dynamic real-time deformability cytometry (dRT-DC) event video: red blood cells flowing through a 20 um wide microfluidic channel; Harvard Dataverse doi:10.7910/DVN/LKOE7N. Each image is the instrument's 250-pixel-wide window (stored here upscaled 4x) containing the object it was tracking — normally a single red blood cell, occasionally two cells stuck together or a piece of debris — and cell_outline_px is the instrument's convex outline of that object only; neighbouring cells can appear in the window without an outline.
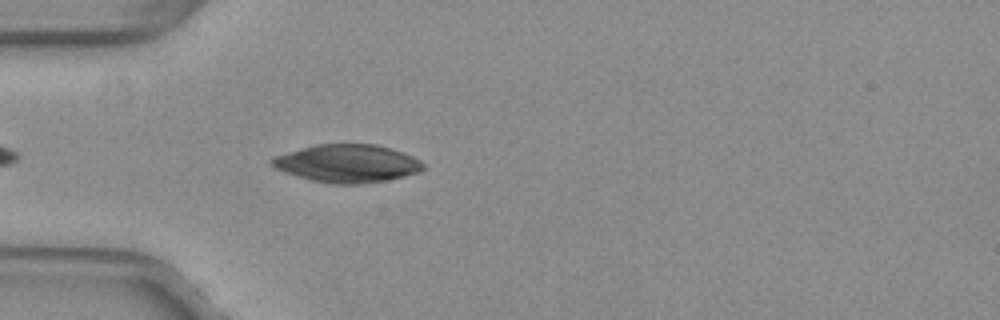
{"species": "common noctule bat (a hibernating species)", "species_latin": "Nyctalus noctula", "temperature_condition": "warm", "stored_images_in_passage": 32, "camera_frame_rate_fps": 3000, "um_per_image_px": 0.085, "animal": {"sex": "female", "body_mass_g": 29.2, "forearm_length_mm": 56.3}, "frame": {"image": 1, "passage_image": 2, "time_ms": 0.333, "image_size_px": [1000, 320], "cell_outline_px": [[424, 168], [416, 172], [404, 176], [384, 180], [360, 184], [328, 184], [312, 180], [276, 168], [268, 160], [276, 156], [316, 144], [376, 144], [392, 148], [412, 156], [420, 160], [424, 164]], "centroid_in_image_um": [29.55, 13.89], "position_along_channel_um": 55.5, "area_um2": 32.95}}
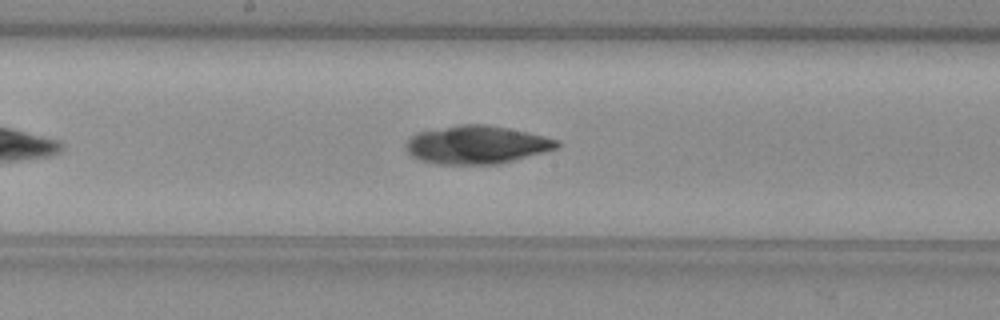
{"frame": {"image": 2, "passage_image": 14, "time_ms": 4.333, "image_size_px": [1000, 320], "cell_outline_px": [[560, 144], [556, 148], [544, 152], [500, 164], [436, 164], [420, 160], [412, 156], [404, 148], [404, 144], [416, 132], [460, 124], [484, 124], [508, 128], [544, 136], [556, 140]], "centroid_in_image_um": [40.47, 12.31], "position_along_channel_um": 207.7, "area_um2": 33.52}}
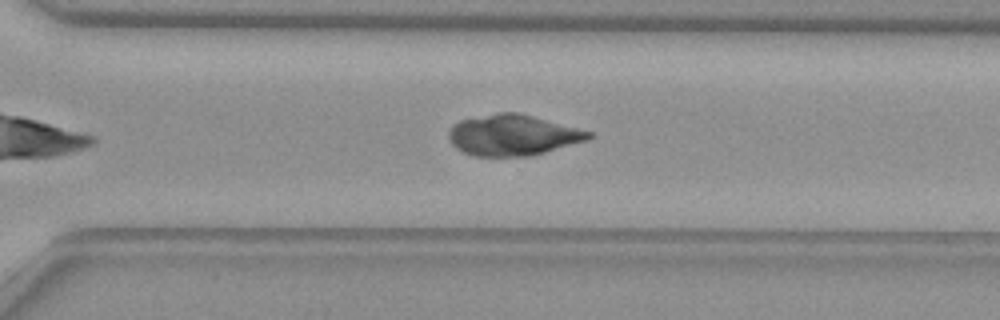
{"frame": {"image": 3, "passage_image": 23, "time_ms": 7.333, "image_size_px": [1000, 320], "cell_outline_px": [[592, 136], [588, 140], [544, 152], [528, 156], [472, 156], [456, 148], [452, 144], [448, 136], [448, 132], [452, 124], [460, 120], [500, 112], [520, 112], [592, 132]], "centroid_in_image_um": [43.56, 11.48], "position_along_channel_um": 327.0, "area_um2": 33.23}}